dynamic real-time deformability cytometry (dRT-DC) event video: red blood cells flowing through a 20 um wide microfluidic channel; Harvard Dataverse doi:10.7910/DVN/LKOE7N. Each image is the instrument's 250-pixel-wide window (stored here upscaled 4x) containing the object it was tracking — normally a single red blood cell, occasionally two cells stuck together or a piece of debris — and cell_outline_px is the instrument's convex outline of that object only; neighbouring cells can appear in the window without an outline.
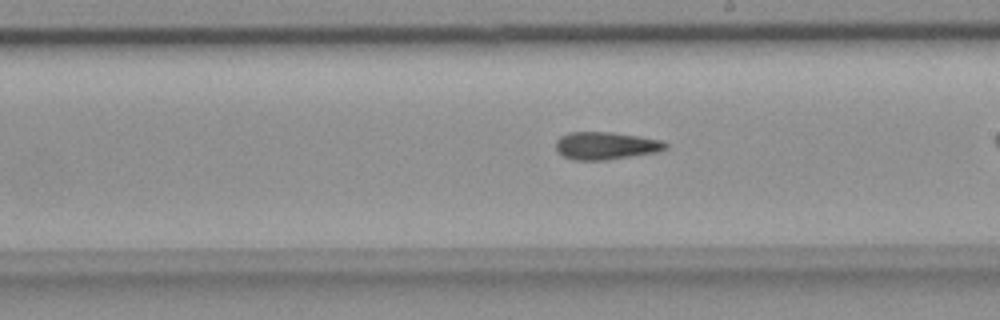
{"species": "common noctule bat (a hibernating species)", "species_latin": "Nyctalus noctula", "temperature_condition": "room temperature", "stored_images_in_passage": 40, "camera_frame_rate_fps": 3000, "um_per_image_px": 0.085, "animal": {"sex": "female", "body_mass_g": 18.4}, "frame": {"image": 1, "passage_image": 29, "time_ms": 9.333, "image_size_px": [1000, 320], "cell_outline_px": [[668, 148], [656, 152], [604, 160], [576, 160], [564, 156], [556, 148], [556, 140], [560, 136], [568, 132], [612, 132], [640, 136], [664, 140], [668, 144]], "centroid_in_image_um": [51.52, 12.37], "position_along_channel_um": 237.5, "area_um2": 17.63}}